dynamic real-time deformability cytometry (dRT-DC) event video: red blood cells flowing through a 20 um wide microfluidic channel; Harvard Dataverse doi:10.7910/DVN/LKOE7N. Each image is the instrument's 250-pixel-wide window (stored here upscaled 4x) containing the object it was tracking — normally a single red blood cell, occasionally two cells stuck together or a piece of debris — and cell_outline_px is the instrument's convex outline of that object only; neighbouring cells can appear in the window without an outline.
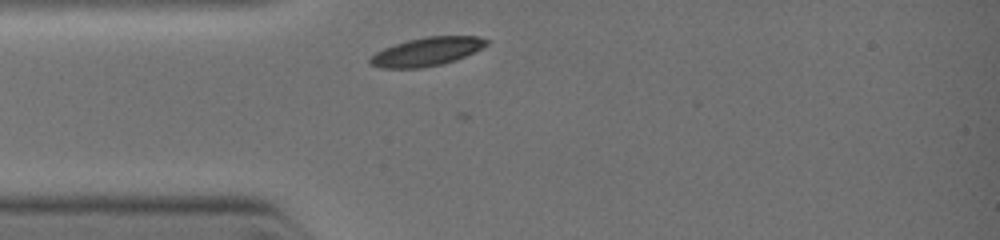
{"species": "common noctule bat (a hibernating species)", "species_latin": "Nyctalus noctula", "temperature_condition": "warm", "stored_images_in_passage": 4, "camera_frame_rate_fps": 3000, "um_per_image_px": 0.085, "animal": {"sex": "female", "body_mass_g": 19.0, "forearm_length_mm": 51.5}, "frame": {"image": 1, "passage_image": 1, "time_ms": 0.0, "image_size_px": [1000, 240], "cell_outline_px": [[488, 44], [456, 60], [440, 64], [420, 68], [380, 68], [368, 64], [368, 60], [376, 52], [384, 48], [408, 40], [424, 36], [476, 36], [488, 40]], "centroid_in_image_um": [36.23, 4.39], "position_along_channel_um": 48.8, "area_um2": 19.13}}
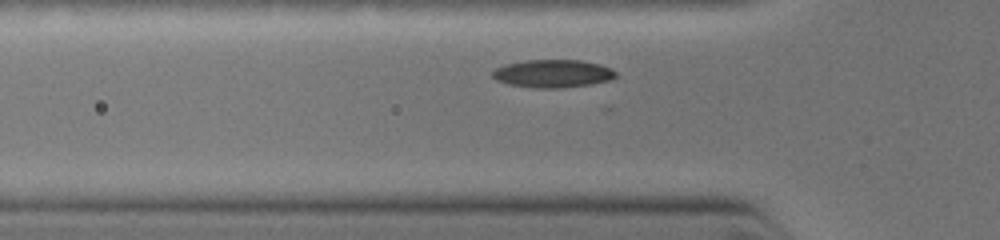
{"frame": {"image": 2, "passage_image": 3, "time_ms": 0.667, "image_size_px": [1000, 240], "cell_outline_px": [[616, 76], [612, 80], [592, 84], [560, 88], [532, 88], [508, 84], [496, 80], [492, 76], [492, 72], [496, 68], [504, 64], [524, 60], [580, 60], [600, 64], [612, 68], [616, 72]], "centroid_in_image_um": [47.0, 6.25], "position_along_channel_um": 78.8, "area_um2": 20.29}}